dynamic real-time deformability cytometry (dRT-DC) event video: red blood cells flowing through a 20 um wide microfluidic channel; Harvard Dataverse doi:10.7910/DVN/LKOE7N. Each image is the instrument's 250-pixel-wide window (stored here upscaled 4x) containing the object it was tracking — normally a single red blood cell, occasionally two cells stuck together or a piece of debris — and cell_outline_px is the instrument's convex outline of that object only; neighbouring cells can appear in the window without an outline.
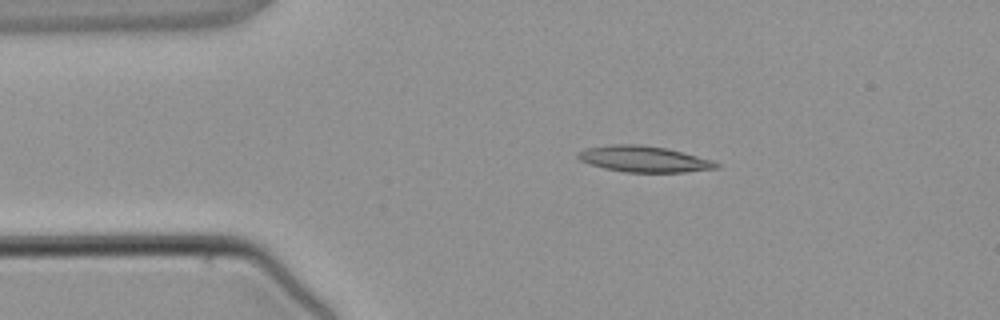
{"species": "common noctule bat (a hibernating species)", "species_latin": "Nyctalus noctula", "temperature_condition": "warm", "stored_images_in_passage": 3, "camera_frame_rate_fps": 3000, "um_per_image_px": 0.085, "animal": {"sex": "male", "body_mass_g": 21.5, "forearm_length_mm": 52.0}, "frame": {"image": 1, "passage_image": 2, "time_ms": 1.0, "image_size_px": [1000, 320], "cell_outline_px": [[720, 168], [684, 172], [624, 172], [604, 168], [580, 160], [576, 156], [580, 152], [588, 148], [612, 144], [640, 144], [664, 148], [712, 160], [720, 164]], "centroid_in_image_um": [54.75, 13.52], "position_along_channel_um": 30.2, "area_um2": 20.69}}